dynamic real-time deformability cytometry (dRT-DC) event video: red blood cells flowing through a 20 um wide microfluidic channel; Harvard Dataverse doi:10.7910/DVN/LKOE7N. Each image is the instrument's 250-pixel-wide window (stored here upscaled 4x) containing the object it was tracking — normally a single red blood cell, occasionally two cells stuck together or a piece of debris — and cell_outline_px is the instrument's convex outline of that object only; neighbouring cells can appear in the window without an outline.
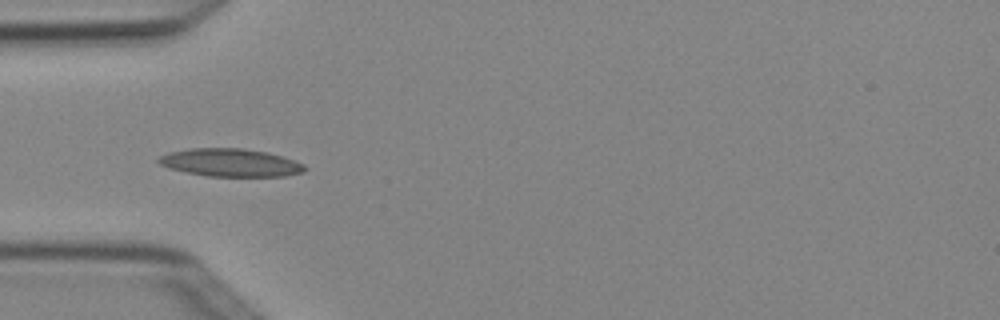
{"species": "Egyptian fruit bat (a non-hibernating species)", "species_latin": "Rousettus aegyptiacus", "temperature_condition": "cold", "stored_images_in_passage": 5, "camera_frame_rate_fps": 3000, "um_per_image_px": 0.085, "animal": {"sex": "female"}, "frame": {"image": 1, "passage_image": 5, "time_ms": 1.333, "image_size_px": [1000, 320], "cell_outline_px": [[308, 168], [304, 172], [284, 176], [208, 176], [168, 168], [160, 164], [156, 160], [160, 156], [168, 152], [188, 148], [240, 148], [268, 152], [304, 164]], "centroid_in_image_um": [19.57, 13.82], "position_along_channel_um": 65.4, "area_um2": 23.7}}